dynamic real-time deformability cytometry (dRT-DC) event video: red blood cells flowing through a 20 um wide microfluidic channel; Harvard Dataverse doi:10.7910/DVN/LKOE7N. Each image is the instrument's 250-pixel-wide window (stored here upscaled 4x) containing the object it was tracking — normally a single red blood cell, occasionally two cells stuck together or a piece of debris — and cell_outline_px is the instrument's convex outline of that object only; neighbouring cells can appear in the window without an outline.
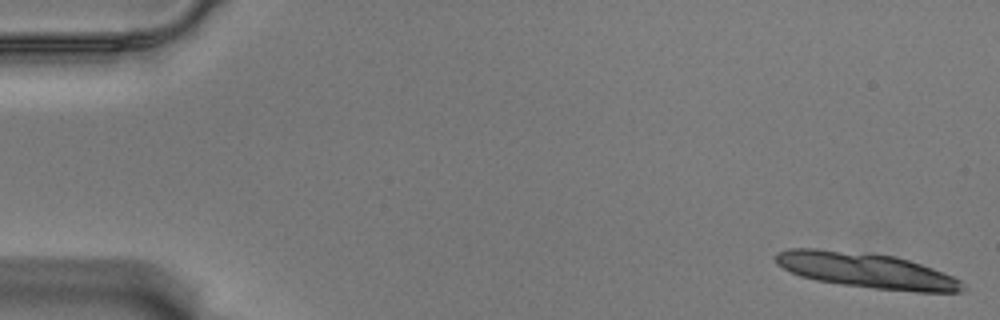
{"species": "Egyptian fruit bat (a non-hibernating species)", "species_latin": "Rousettus aegyptiacus", "temperature_condition": "warm", "stored_images_in_passage": 16, "camera_frame_rate_fps": 3000, "um_per_image_px": 0.085, "animal": {"sex": "male"}, "frame": {"image": 1, "passage_image": 1, "time_ms": 0.0, "image_size_px": [1000, 320], "cell_outline_px": [[964, 288], [960, 292], [916, 292], [872, 288], [840, 284], [816, 280], [800, 276], [776, 264], [776, 252], [788, 248], [816, 248], [896, 256], [932, 268], [952, 276], [960, 280]], "centroid_in_image_um": [73.61, 22.99], "position_along_channel_um": 11.4, "area_um2": 38.15}}